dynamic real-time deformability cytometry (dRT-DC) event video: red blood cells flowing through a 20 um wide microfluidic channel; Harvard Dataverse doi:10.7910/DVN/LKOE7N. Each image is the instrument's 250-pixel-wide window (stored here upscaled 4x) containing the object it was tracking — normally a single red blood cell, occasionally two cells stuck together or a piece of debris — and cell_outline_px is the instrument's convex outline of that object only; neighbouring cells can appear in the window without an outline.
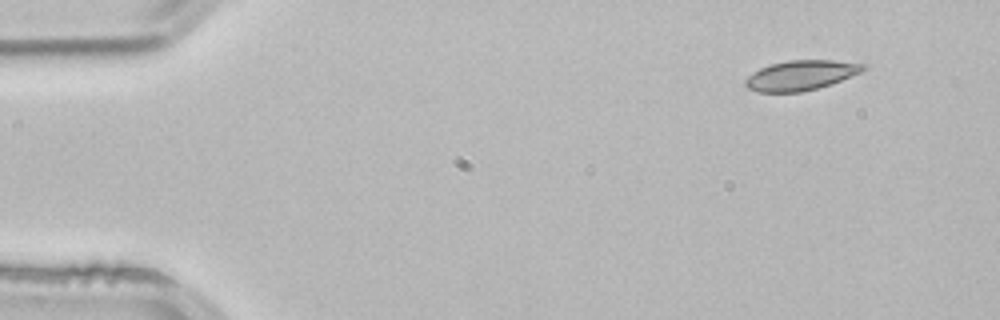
{"species": "common noctule bat (a hibernating species)", "species_latin": "Nyctalus noctula", "temperature_condition": "room temperature", "stored_images_in_passage": 3, "camera_frame_rate_fps": 3000, "um_per_image_px": 0.085, "animal": {"sex": "male", "body_mass_g": 21.5, "forearm_length_mm": 52.0}, "frame": {"image": 1, "passage_image": 1, "time_ms": 0.0, "image_size_px": [1000, 320], "cell_outline_px": [[864, 68], [860, 72], [832, 84], [800, 92], [760, 92], [748, 88], [744, 84], [744, 80], [752, 72], [760, 68], [772, 64], [788, 60], [832, 60], [864, 64]], "centroid_in_image_um": [68.03, 6.4], "position_along_channel_um": 17.0, "area_um2": 20.29}}
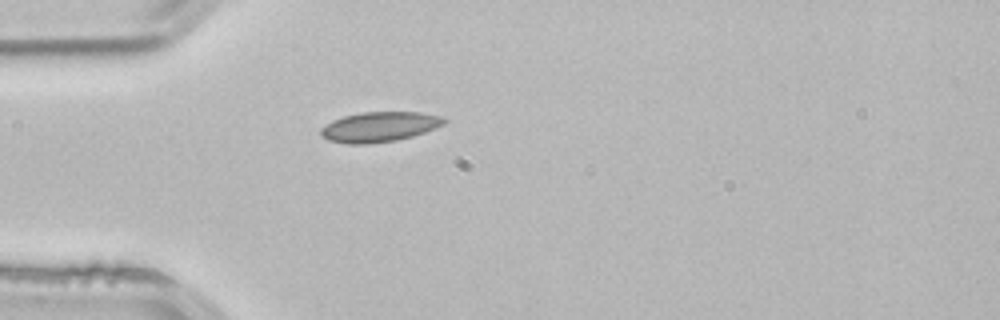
{"frame": {"image": 2, "passage_image": 3, "time_ms": 0.667, "image_size_px": [1000, 320], "cell_outline_px": [[448, 120], [444, 124], [436, 128], [412, 136], [396, 140], [364, 144], [348, 144], [328, 140], [320, 136], [320, 128], [332, 120], [344, 116], [360, 112], [420, 112], [440, 116]], "centroid_in_image_um": [32.22, 10.78], "position_along_channel_um": 52.8, "area_um2": 21.62}}